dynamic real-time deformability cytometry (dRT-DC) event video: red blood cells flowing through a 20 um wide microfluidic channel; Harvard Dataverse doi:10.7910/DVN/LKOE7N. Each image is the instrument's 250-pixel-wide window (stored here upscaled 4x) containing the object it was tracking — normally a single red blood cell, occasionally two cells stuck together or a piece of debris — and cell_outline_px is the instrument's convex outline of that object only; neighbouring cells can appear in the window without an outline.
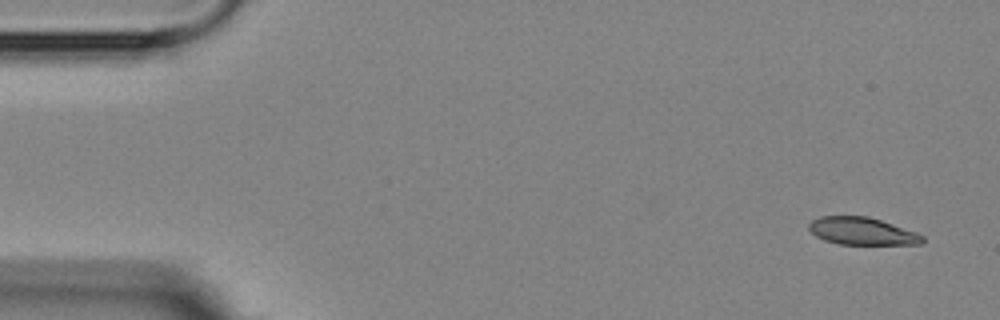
{"species": "Egyptian fruit bat (a non-hibernating species)", "species_latin": "Rousettus aegyptiacus", "temperature_condition": "room temperature", "stored_images_in_passage": 6, "camera_frame_rate_fps": 3000, "um_per_image_px": 0.085, "animal": {"sex": "female"}, "frame": {"image": 1, "passage_image": 1, "time_ms": 0.0, "image_size_px": [1000, 320], "cell_outline_px": [[924, 240], [920, 244], [840, 244], [824, 240], [816, 236], [808, 228], [808, 224], [812, 220], [820, 216], [868, 216], [916, 232], [924, 236]], "centroid_in_image_um": [73.25, 19.64], "position_along_channel_um": 11.7, "area_um2": 18.03}}
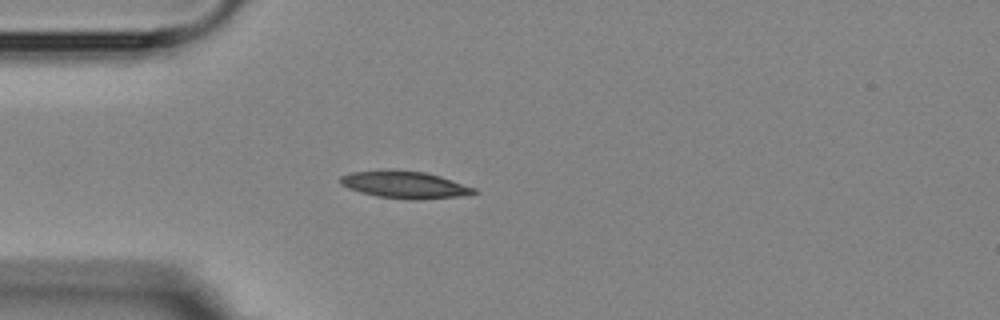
{"frame": {"image": 2, "passage_image": 4, "time_ms": 4.0, "image_size_px": [1000, 320], "cell_outline_px": [[480, 192], [460, 196], [416, 200], [412, 200], [376, 196], [360, 192], [348, 188], [340, 184], [340, 176], [352, 172], [424, 172], [440, 176], [476, 188]], "centroid_in_image_um": [34.45, 15.75], "position_along_channel_um": 50.5, "area_um2": 20.4}}
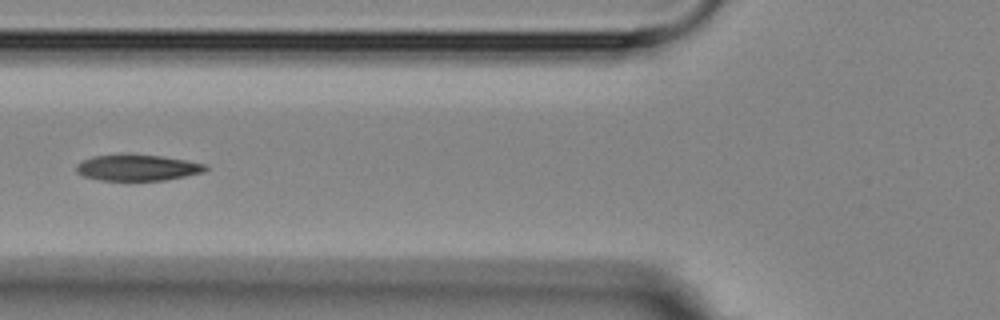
{"frame": {"image": 3, "passage_image": 6, "time_ms": 6.0, "image_size_px": [1000, 320], "cell_outline_px": [[208, 168], [204, 172], [164, 180], [100, 180], [84, 176], [76, 172], [76, 164], [80, 160], [92, 156], [160, 156], [208, 164]], "centroid_in_image_um": [11.67, 14.27], "position_along_channel_um": 114.1, "area_um2": 19.13}}